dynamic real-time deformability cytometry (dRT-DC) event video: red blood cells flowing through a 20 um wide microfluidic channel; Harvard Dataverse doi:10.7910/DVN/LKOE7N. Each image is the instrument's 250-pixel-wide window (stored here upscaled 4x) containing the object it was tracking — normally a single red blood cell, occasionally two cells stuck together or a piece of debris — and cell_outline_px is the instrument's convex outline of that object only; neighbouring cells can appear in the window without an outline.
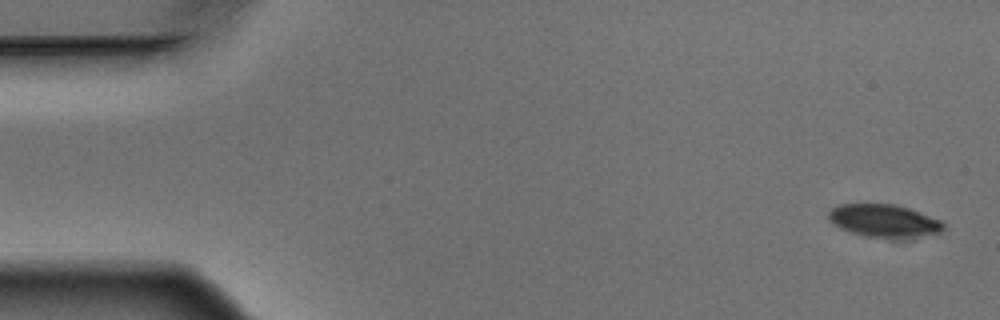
{"species": "Egyptian fruit bat (a non-hibernating species)", "species_latin": "Rousettus aegyptiacus", "temperature_condition": "warm", "stored_images_in_passage": 5, "segment_of_instrument_passage": [1, 2], "camera_frame_rate_fps": 3000, "um_per_image_px": 0.085, "animal": {"sex": "male"}, "frame": {"image": 1, "passage_image": 1, "time_ms": 0.0, "image_size_px": [1000, 320], "cell_outline_px": [[944, 228], [940, 232], [904, 240], [892, 240], [864, 236], [840, 228], [828, 220], [828, 212], [832, 208], [840, 204], [892, 204], [908, 208], [920, 212], [940, 220], [944, 224]], "centroid_in_image_um": [75.15, 18.8], "position_along_channel_um": 9.9, "area_um2": 22.37}}